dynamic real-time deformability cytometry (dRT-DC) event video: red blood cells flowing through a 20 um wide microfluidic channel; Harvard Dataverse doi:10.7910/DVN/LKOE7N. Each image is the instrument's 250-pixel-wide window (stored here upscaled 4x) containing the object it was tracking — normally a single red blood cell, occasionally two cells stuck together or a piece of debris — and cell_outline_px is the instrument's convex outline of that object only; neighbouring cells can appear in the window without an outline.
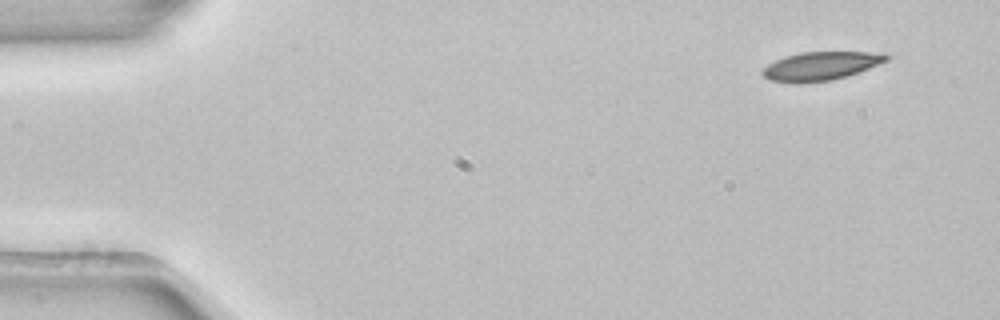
{"species": "common noctule bat (a hibernating species)", "species_latin": "Nyctalus noctula", "temperature_condition": "room temperature", "stored_images_in_passage": 4, "camera_frame_rate_fps": 3000, "um_per_image_px": 0.085, "animal": {"sex": "female", "body_mass_g": 22.7, "forearm_length_mm": 54.2}, "frame": {"image": 1, "passage_image": 1, "time_ms": 0.0, "image_size_px": [1000, 320], "cell_outline_px": [[892, 56], [888, 60], [868, 68], [832, 80], [796, 84], [768, 80], [764, 76], [764, 68], [768, 64], [784, 56], [800, 52], [884, 52]], "centroid_in_image_um": [69.77, 5.6], "position_along_channel_um": 15.2, "area_um2": 20.58}}
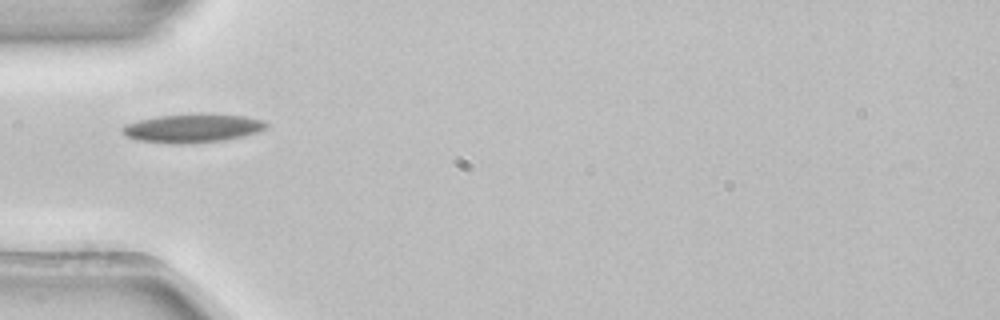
{"frame": {"image": 2, "passage_image": 4, "time_ms": 1.0, "image_size_px": [1000, 320], "cell_outline_px": [[268, 124], [260, 132], [244, 136], [224, 140], [184, 144], [172, 144], [136, 140], [128, 136], [120, 128], [124, 124], [140, 120], [160, 116], [200, 112], [244, 116], [264, 120]], "centroid_in_image_um": [16.39, 10.88], "position_along_channel_um": 68.6, "area_um2": 24.33}}